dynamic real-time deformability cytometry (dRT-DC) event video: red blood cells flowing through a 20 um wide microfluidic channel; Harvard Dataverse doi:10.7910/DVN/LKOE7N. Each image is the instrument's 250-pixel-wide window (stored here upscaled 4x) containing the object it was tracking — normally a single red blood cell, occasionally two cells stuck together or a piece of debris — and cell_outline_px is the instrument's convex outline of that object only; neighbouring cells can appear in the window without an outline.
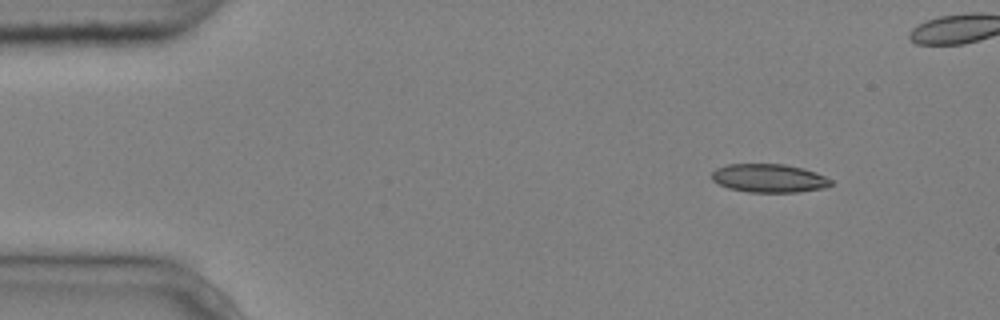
{"species": "common noctule bat (a hibernating species)", "species_latin": "Nyctalus noctula", "temperature_condition": "cold", "stored_images_in_passage": 6, "camera_frame_rate_fps": 3000, "um_per_image_px": 0.085, "animal": {"sex": "male", "body_mass_g": 20.4}, "frame": {"image": 1, "passage_image": 1, "time_ms": 0.0, "image_size_px": [1000, 320], "cell_outline_px": [[832, 184], [824, 188], [796, 192], [748, 192], [728, 188], [712, 180], [712, 172], [716, 168], [728, 164], [784, 164], [804, 168], [816, 172], [832, 180]], "centroid_in_image_um": [65.37, 15.14], "position_along_channel_um": 19.6, "area_um2": 19.77}}
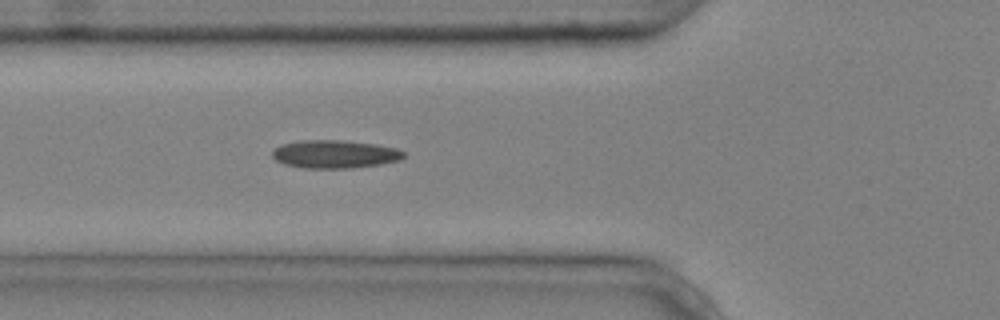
{"frame": {"image": 2, "passage_image": 5, "time_ms": 1.333, "image_size_px": [1000, 320], "cell_outline_px": [[404, 156], [400, 160], [380, 164], [352, 168], [304, 168], [284, 164], [276, 160], [272, 156], [272, 152], [280, 144], [300, 140], [340, 140], [376, 144], [396, 148], [404, 152]], "centroid_in_image_um": [28.44, 13.1], "position_along_channel_um": 97.4, "area_um2": 21.5}}